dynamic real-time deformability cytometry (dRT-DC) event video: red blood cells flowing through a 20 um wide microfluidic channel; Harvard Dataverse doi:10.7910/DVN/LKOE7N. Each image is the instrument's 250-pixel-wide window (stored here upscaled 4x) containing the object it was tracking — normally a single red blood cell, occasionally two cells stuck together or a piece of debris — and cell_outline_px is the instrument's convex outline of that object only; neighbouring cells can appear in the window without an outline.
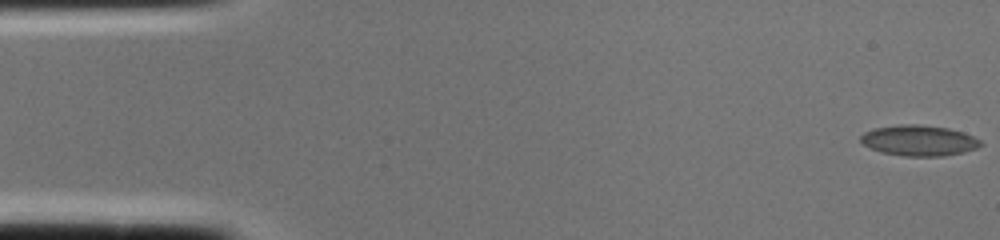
{"species": "common noctule bat (a hibernating species)", "species_latin": "Nyctalus noctula", "temperature_condition": "cold", "stored_images_in_passage": 2, "camera_frame_rate_fps": 3000, "um_per_image_px": 0.085, "animal": {"sex": "female", "body_mass_g": 22.0, "forearm_length_mm": 56.7}, "frame": {"image": 1, "passage_image": 1, "time_ms": 0.0, "image_size_px": [1000, 240], "cell_outline_px": [[984, 144], [976, 148], [964, 152], [944, 156], [904, 156], [880, 152], [864, 144], [860, 140], [860, 136], [864, 132], [876, 128], [900, 124], [916, 124], [948, 128], [964, 132], [980, 140]], "centroid_in_image_um": [78.13, 11.94], "position_along_channel_um": 6.9, "area_um2": 21.39}}
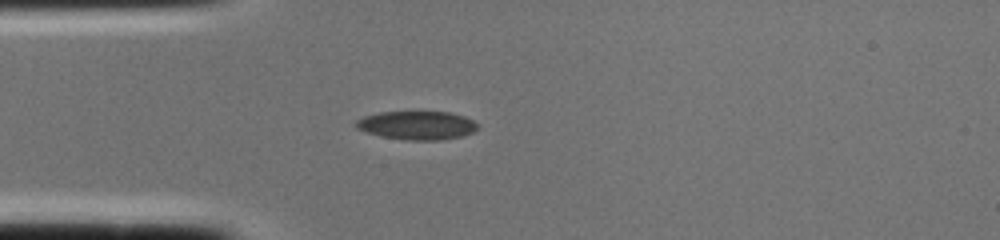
{"frame": {"image": 2, "passage_image": 2, "time_ms": 0.333, "image_size_px": [1000, 240], "cell_outline_px": [[480, 128], [472, 132], [460, 136], [440, 140], [408, 140], [380, 136], [356, 128], [352, 124], [356, 120], [364, 116], [380, 112], [448, 112], [464, 116], [480, 124]], "centroid_in_image_um": [35.44, 10.65], "position_along_channel_um": 49.6, "area_um2": 20.29}}